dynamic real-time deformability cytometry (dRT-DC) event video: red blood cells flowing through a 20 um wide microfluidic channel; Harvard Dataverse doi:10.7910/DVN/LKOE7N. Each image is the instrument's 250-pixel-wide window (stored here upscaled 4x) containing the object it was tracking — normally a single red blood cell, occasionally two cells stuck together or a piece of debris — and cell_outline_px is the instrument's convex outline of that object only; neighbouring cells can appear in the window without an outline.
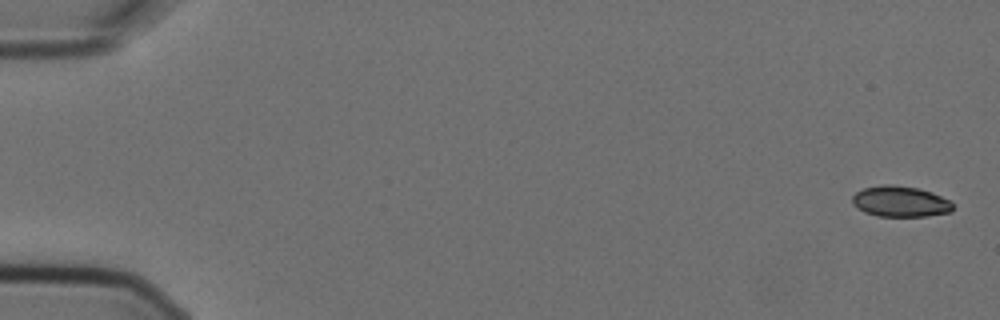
{"species": "Egyptian fruit bat (a non-hibernating species)", "species_latin": "Rousettus aegyptiacus", "temperature_condition": "cold", "stored_images_in_passage": 6, "camera_frame_rate_fps": 3000, "um_per_image_px": 0.085, "animal": {"sex": "female"}, "frame": {"image": 1, "passage_image": 1, "time_ms": 0.0, "image_size_px": [1000, 320], "cell_outline_px": [[952, 212], [928, 216], [876, 216], [864, 212], [856, 208], [852, 204], [852, 196], [856, 192], [864, 188], [884, 184], [892, 184], [920, 188], [932, 192], [948, 200], [952, 204]], "centroid_in_image_um": [76.49, 17.12], "position_along_channel_um": 8.5, "area_um2": 18.21}}
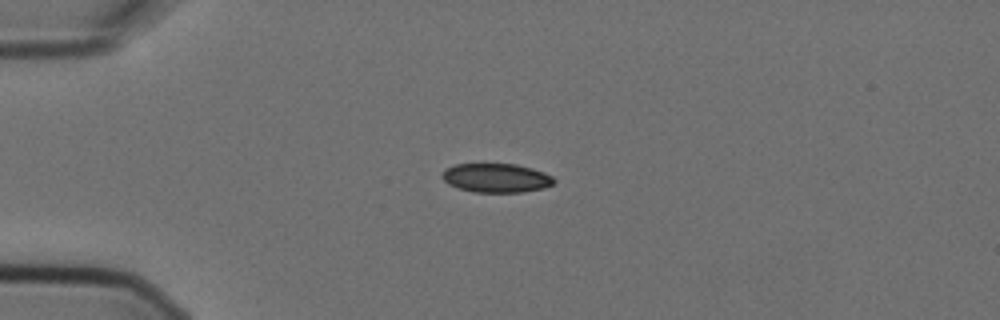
{"frame": {"image": 2, "passage_image": 4, "time_ms": 1.0, "image_size_px": [1000, 320], "cell_outline_px": [[556, 180], [552, 184], [544, 188], [524, 192], [472, 192], [448, 184], [440, 176], [444, 168], [456, 164], [516, 164], [532, 168], [544, 172], [552, 176]], "centroid_in_image_um": [42.17, 15.12], "position_along_channel_um": 42.8, "area_um2": 19.02}}
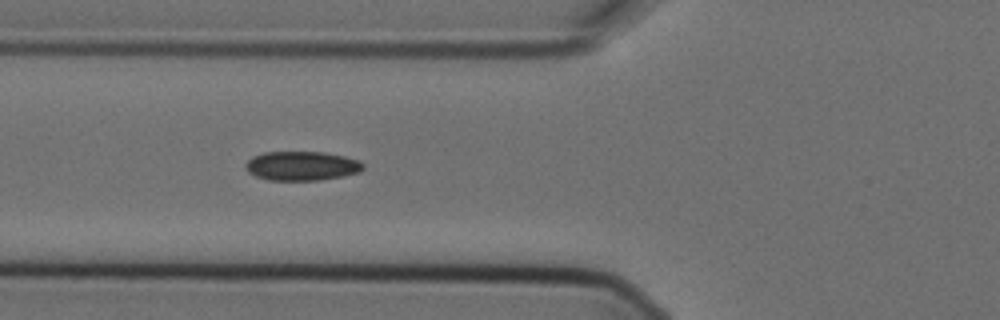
{"frame": {"image": 3, "passage_image": 6, "time_ms": 1.667, "image_size_px": [1000, 320], "cell_outline_px": [[364, 168], [360, 172], [344, 176], [320, 180], [268, 180], [256, 176], [248, 172], [244, 168], [244, 164], [252, 156], [264, 152], [324, 152], [344, 156], [356, 160], [364, 164]], "centroid_in_image_um": [25.62, 14.1], "position_along_channel_um": 100.2, "area_um2": 20.11}}